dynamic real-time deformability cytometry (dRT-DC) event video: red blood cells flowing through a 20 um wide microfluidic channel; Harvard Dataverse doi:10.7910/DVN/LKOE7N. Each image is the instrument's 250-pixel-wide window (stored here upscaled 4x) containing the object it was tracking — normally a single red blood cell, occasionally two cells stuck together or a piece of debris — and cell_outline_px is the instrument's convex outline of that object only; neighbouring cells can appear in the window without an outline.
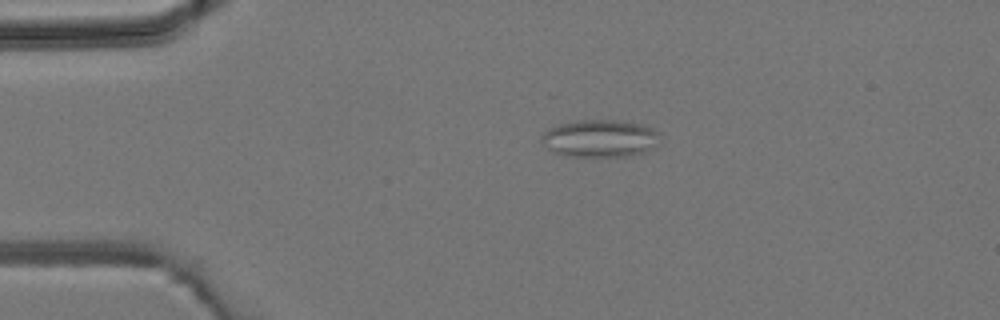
{"species": "common noctule bat (a hibernating species)", "species_latin": "Nyctalus noctula", "temperature_condition": "room temperature", "stored_images_in_passage": 2, "camera_frame_rate_fps": 3000, "um_per_image_px": 0.085, "animal": {"sex": "male", "body_mass_g": 19.2, "forearm_length_mm": 51.8}, "frame": {"image": 1, "passage_image": 1, "time_ms": 0.0, "image_size_px": [1000, 320], "cell_outline_px": [[660, 144], [656, 148], [632, 156], [568, 156], [552, 152], [540, 140], [540, 136], [548, 128], [560, 124], [580, 120], [616, 120], [644, 124], [660, 132]], "centroid_in_image_um": [51.06, 11.77], "position_along_channel_um": 33.9, "area_um2": 26.3}}